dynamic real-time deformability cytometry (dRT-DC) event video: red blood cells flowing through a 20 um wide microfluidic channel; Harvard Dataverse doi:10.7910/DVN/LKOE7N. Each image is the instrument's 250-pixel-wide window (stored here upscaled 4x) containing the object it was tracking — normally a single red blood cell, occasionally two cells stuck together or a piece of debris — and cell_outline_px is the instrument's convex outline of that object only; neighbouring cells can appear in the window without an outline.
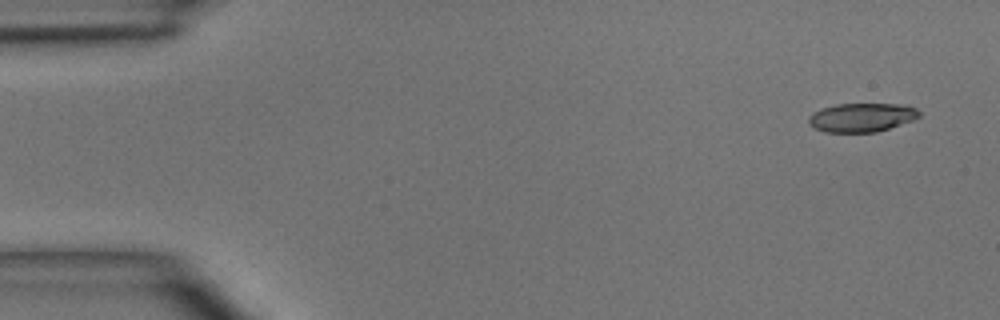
{"species": "common noctule bat (a hibernating species)", "species_latin": "Nyctalus noctula", "temperature_condition": "room temperature", "stored_images_in_passage": 4, "camera_frame_rate_fps": 3000, "um_per_image_px": 0.085, "animal": {"sex": "male", "body_mass_g": 15.6}, "frame": {"image": 1, "passage_image": 1, "time_ms": 0.0, "image_size_px": [1000, 320], "cell_outline_px": [[920, 116], [912, 120], [876, 132], [824, 132], [812, 128], [808, 124], [808, 116], [812, 112], [836, 104], [900, 104], [916, 108], [920, 112]], "centroid_in_image_um": [73.19, 9.98], "position_along_channel_um": 11.8, "area_um2": 18.55}}
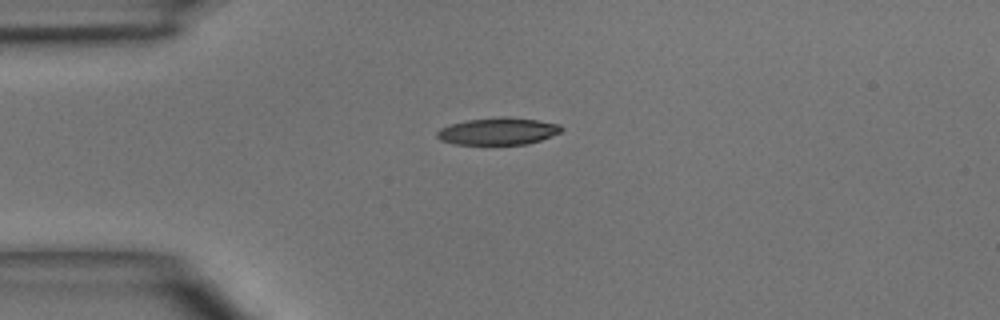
{"frame": {"image": 2, "passage_image": 3, "time_ms": 3.0, "image_size_px": [1000, 320], "cell_outline_px": [[564, 128], [560, 132], [540, 140], [528, 144], [452, 144], [440, 140], [436, 136], [436, 132], [440, 128], [448, 124], [468, 120], [500, 116], [508, 116], [536, 120], [560, 124]], "centroid_in_image_um": [42.3, 11.14], "position_along_channel_um": 42.7, "area_um2": 19.77}}